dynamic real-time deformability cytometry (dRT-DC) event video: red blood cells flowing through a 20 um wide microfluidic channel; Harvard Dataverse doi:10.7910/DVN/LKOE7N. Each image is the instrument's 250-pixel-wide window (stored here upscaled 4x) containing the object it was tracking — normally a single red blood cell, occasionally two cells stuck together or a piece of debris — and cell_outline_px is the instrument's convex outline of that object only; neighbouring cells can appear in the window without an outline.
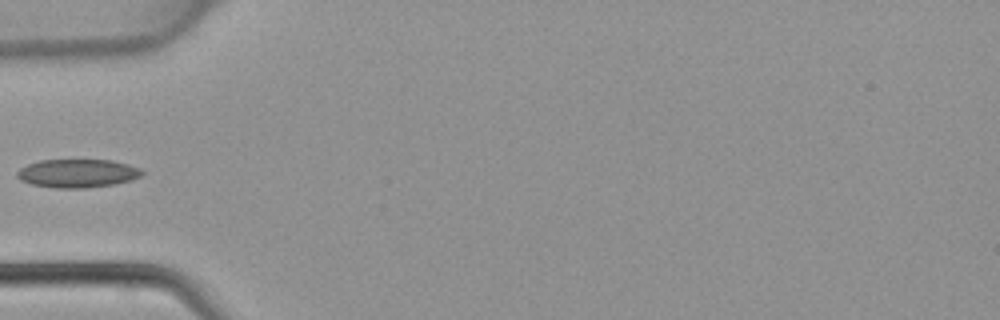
{"species": "common noctule bat (a hibernating species)", "species_latin": "Nyctalus noctula", "temperature_condition": "warm", "stored_images_in_passage": 27, "camera_frame_rate_fps": 3000, "um_per_image_px": 0.085, "animal": {"sex": "female", "body_mass_g": 22.7, "forearm_length_mm": 54.2}, "frame": {"image": 1, "passage_image": 1, "time_ms": 0.0, "image_size_px": [1000, 320], "cell_outline_px": [[144, 172], [140, 176], [132, 180], [112, 184], [84, 188], [56, 188], [32, 184], [20, 180], [16, 176], [16, 172], [20, 168], [28, 164], [40, 160], [112, 160], [128, 164], [140, 168]], "centroid_in_image_um": [6.58, 14.73], "position_along_channel_um": 78.4, "area_um2": 20.63}}
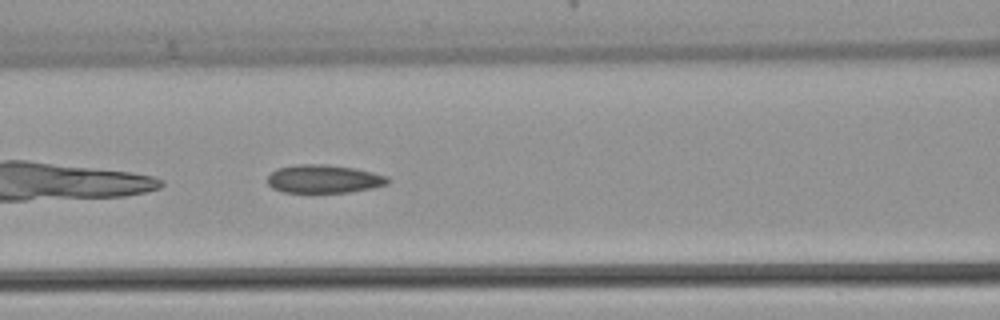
{"frame": {"image": 2, "passage_image": 5, "time_ms": 1.333, "image_size_px": [1000, 320], "cell_outline_px": [[392, 180], [388, 184], [372, 188], [348, 192], [284, 192], [272, 188], [268, 184], [268, 176], [276, 168], [296, 164], [328, 164], [356, 168], [388, 176]], "centroid_in_image_um": [27.55, 15.2], "position_along_channel_um": 139.0, "area_um2": 20.0}}
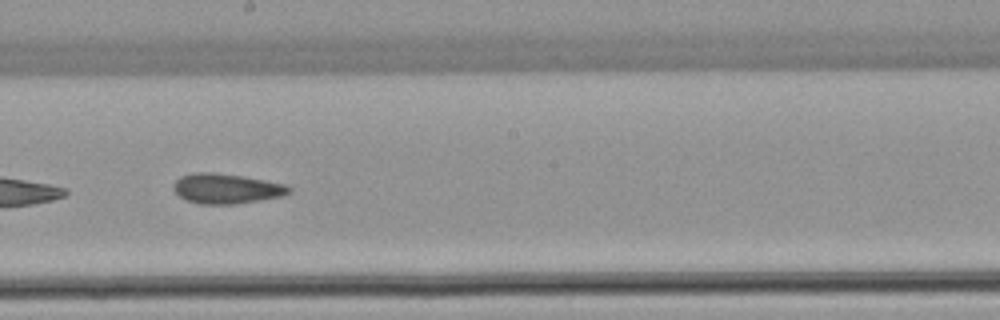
{"frame": {"image": 3, "passage_image": 11, "time_ms": 3.333, "image_size_px": [1000, 320], "cell_outline_px": [[292, 192], [280, 196], [232, 204], [200, 204], [188, 200], [180, 196], [172, 188], [172, 184], [180, 176], [192, 172], [212, 172], [244, 176], [288, 184], [292, 188]], "centroid_in_image_um": [19.24, 16.01], "position_along_channel_um": 229.0, "area_um2": 20.23}}